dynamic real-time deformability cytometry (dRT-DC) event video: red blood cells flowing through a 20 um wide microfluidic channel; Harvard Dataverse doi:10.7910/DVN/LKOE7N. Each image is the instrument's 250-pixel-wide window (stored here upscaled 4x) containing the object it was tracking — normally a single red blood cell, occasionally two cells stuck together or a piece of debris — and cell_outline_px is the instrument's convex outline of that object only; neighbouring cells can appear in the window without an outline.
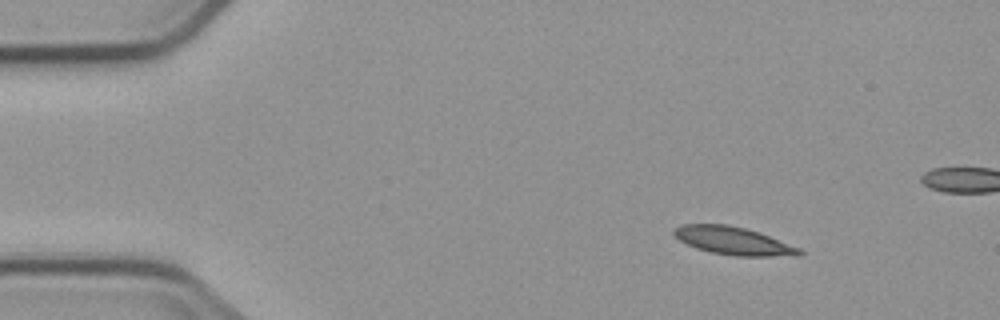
{"species": "common noctule bat (a hibernating species)", "species_latin": "Nyctalus noctula", "temperature_condition": "cold", "stored_images_in_passage": 5, "camera_frame_rate_fps": 3000, "um_per_image_px": 0.085, "animal": {"sex": "male", "body_mass_g": 23.1, "forearm_length_mm": 52.7}, "frame": {"image": 1, "passage_image": 1, "time_ms": 0.0, "image_size_px": [1000, 320], "cell_outline_px": [[804, 252], [800, 256], [736, 256], [712, 252], [696, 248], [680, 240], [672, 232], [672, 228], [680, 224], [728, 224], [760, 232], [800, 248]], "centroid_in_image_um": [62.35, 20.46], "position_along_channel_um": 22.7, "area_um2": 20.46}}
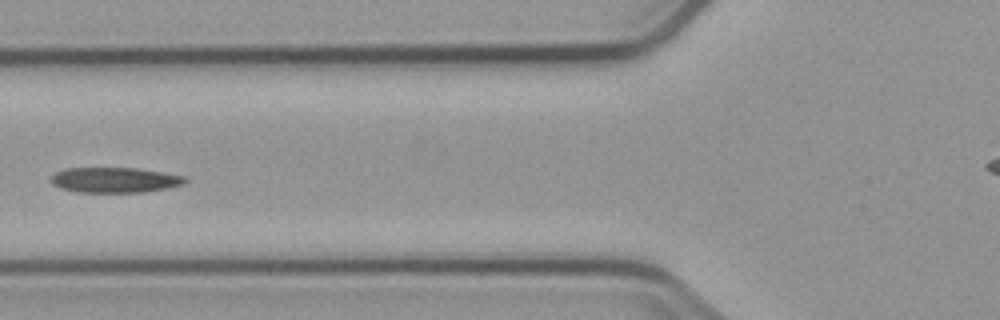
{"frame": {"image": 2, "passage_image": 4, "time_ms": 4.667, "image_size_px": [1000, 320], "cell_outline_px": [[188, 180], [184, 184], [168, 188], [144, 192], [80, 192], [60, 188], [52, 184], [48, 180], [56, 172], [64, 168], [136, 168], [184, 176]], "centroid_in_image_um": [9.73, 15.3], "position_along_channel_um": 116.1, "area_um2": 19.77}}
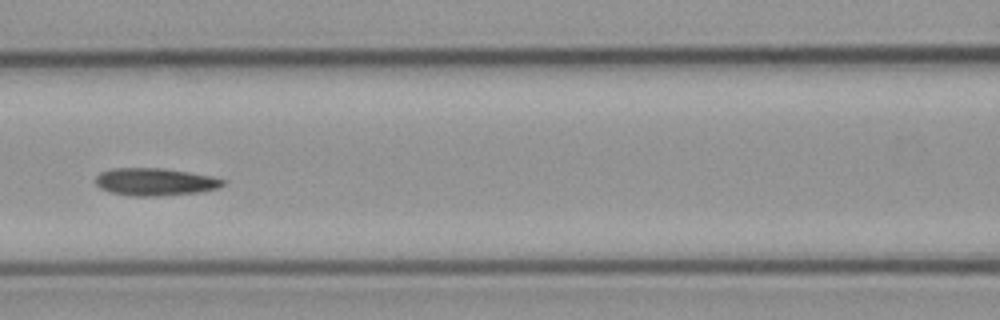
{"frame": {"image": 3, "passage_image": 5, "time_ms": 5.667, "image_size_px": [1000, 320], "cell_outline_px": [[224, 184], [216, 188], [200, 192], [156, 196], [132, 196], [108, 192], [100, 188], [96, 184], [96, 176], [100, 172], [112, 168], [160, 168], [188, 172], [208, 176], [224, 180]], "centroid_in_image_um": [13.1, 15.46], "position_along_channel_um": 153.5, "area_um2": 20.23}}